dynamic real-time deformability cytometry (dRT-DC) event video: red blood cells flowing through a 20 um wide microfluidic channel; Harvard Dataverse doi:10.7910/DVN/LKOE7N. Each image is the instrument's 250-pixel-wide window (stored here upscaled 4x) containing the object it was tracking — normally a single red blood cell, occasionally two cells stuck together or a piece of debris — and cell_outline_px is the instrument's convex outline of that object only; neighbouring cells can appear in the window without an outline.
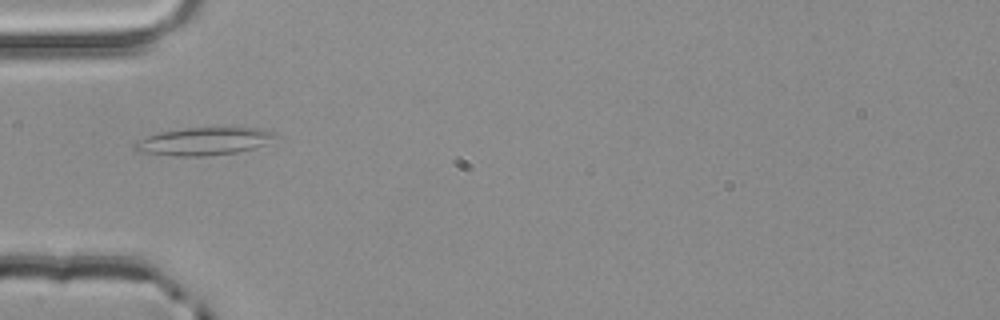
{"species": "common noctule bat (a hibernating species)", "species_latin": "Nyctalus noctula", "temperature_condition": "room temperature", "stored_images_in_passage": 2, "camera_frame_rate_fps": 3000, "um_per_image_px": 0.085, "animal": {"sex": "male", "body_mass_g": 20.4}, "frame": {"image": 1, "passage_image": 1, "time_ms": 0.0, "image_size_px": [1000, 320], "cell_outline_px": [[272, 136], [264, 144], [252, 148], [236, 152], [204, 156], [172, 156], [140, 152], [132, 148], [140, 140], [156, 132], [184, 128], [256, 128], [272, 132]], "centroid_in_image_um": [17.2, 12.02], "position_along_channel_um": 67.8, "area_um2": 22.08}}